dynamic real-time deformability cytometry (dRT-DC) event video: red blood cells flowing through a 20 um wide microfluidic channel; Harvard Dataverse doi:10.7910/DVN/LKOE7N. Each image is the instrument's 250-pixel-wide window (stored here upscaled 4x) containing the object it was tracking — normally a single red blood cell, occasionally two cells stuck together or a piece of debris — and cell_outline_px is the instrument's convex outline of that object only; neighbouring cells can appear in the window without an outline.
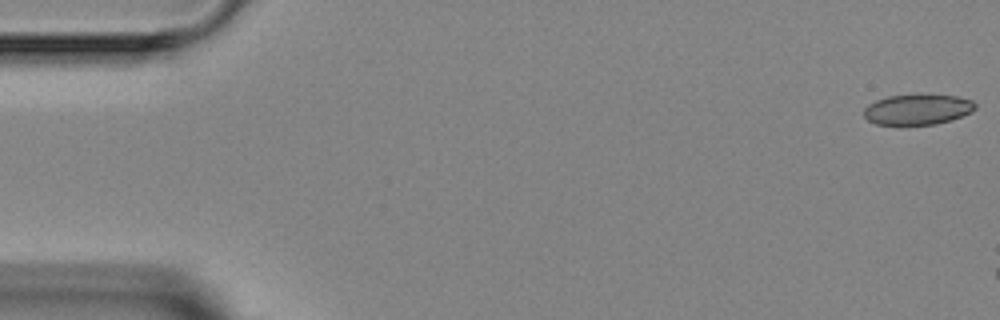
{"species": "Egyptian fruit bat (a non-hibernating species)", "species_latin": "Rousettus aegyptiacus", "temperature_condition": "room temperature", "stored_images_in_passage": 3, "camera_frame_rate_fps": 3000, "um_per_image_px": 0.085, "animal": {"sex": "female"}, "frame": {"image": 1, "passage_image": 1, "time_ms": 0.0, "image_size_px": [1000, 320], "cell_outline_px": [[976, 108], [972, 112], [936, 124], [900, 128], [876, 124], [868, 120], [864, 116], [864, 108], [868, 104], [876, 100], [888, 96], [956, 96], [972, 100], [976, 104]], "centroid_in_image_um": [77.93, 9.37], "position_along_channel_um": 7.1, "area_um2": 20.06}}